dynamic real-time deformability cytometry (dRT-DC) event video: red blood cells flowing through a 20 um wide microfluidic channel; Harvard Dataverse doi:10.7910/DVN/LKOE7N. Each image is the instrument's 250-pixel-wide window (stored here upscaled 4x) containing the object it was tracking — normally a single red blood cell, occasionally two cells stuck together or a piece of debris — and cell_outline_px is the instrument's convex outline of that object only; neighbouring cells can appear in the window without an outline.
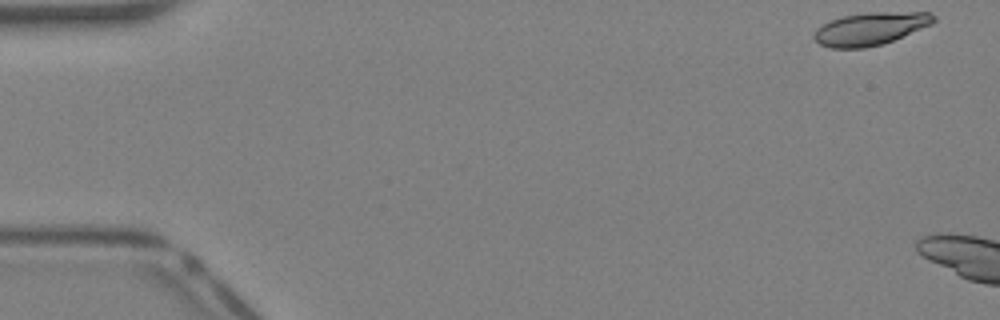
{"species": "Egyptian fruit bat (a non-hibernating species)", "species_latin": "Rousettus aegyptiacus", "temperature_condition": "warm", "stored_images_in_passage": 5, "camera_frame_rate_fps": 3000, "um_per_image_px": 0.085, "animal": {"sex": "female"}, "frame": {"image": 1, "passage_image": 1, "time_ms": 0.0, "image_size_px": [1000, 320], "cell_outline_px": [[936, 20], [932, 24], [884, 44], [864, 48], [832, 48], [820, 44], [812, 36], [816, 28], [832, 20], [844, 16], [868, 12], [928, 12], [936, 16]], "centroid_in_image_um": [74.0, 2.44], "position_along_channel_um": 11.0, "area_um2": 22.77}}